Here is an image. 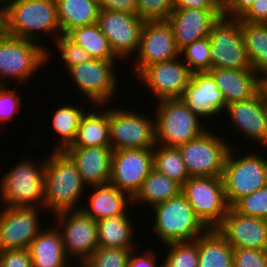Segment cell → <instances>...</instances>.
Returning <instances> with one entry per match:
<instances>
[{"mask_svg": "<svg viewBox=\"0 0 267 267\" xmlns=\"http://www.w3.org/2000/svg\"><path fill=\"white\" fill-rule=\"evenodd\" d=\"M47 156L44 170V208L53 213L77 207L86 185L70 157L61 150ZM80 198V200H79Z\"/></svg>", "mask_w": 267, "mask_h": 267, "instance_id": "obj_1", "label": "cell"}, {"mask_svg": "<svg viewBox=\"0 0 267 267\" xmlns=\"http://www.w3.org/2000/svg\"><path fill=\"white\" fill-rule=\"evenodd\" d=\"M42 31L62 35L56 0H6V34L41 42Z\"/></svg>", "mask_w": 267, "mask_h": 267, "instance_id": "obj_2", "label": "cell"}, {"mask_svg": "<svg viewBox=\"0 0 267 267\" xmlns=\"http://www.w3.org/2000/svg\"><path fill=\"white\" fill-rule=\"evenodd\" d=\"M152 208L153 234L164 244L194 241L208 230L182 193Z\"/></svg>", "mask_w": 267, "mask_h": 267, "instance_id": "obj_3", "label": "cell"}, {"mask_svg": "<svg viewBox=\"0 0 267 267\" xmlns=\"http://www.w3.org/2000/svg\"><path fill=\"white\" fill-rule=\"evenodd\" d=\"M156 106V144L178 147L203 134L207 129L181 98L158 100Z\"/></svg>", "mask_w": 267, "mask_h": 267, "instance_id": "obj_4", "label": "cell"}, {"mask_svg": "<svg viewBox=\"0 0 267 267\" xmlns=\"http://www.w3.org/2000/svg\"><path fill=\"white\" fill-rule=\"evenodd\" d=\"M50 56L49 49L39 42L8 34L0 36V85L8 86V78L20 83L28 81Z\"/></svg>", "mask_w": 267, "mask_h": 267, "instance_id": "obj_5", "label": "cell"}, {"mask_svg": "<svg viewBox=\"0 0 267 267\" xmlns=\"http://www.w3.org/2000/svg\"><path fill=\"white\" fill-rule=\"evenodd\" d=\"M45 161L35 165L25 159L5 173L0 181V199L4 205L44 208Z\"/></svg>", "mask_w": 267, "mask_h": 267, "instance_id": "obj_6", "label": "cell"}, {"mask_svg": "<svg viewBox=\"0 0 267 267\" xmlns=\"http://www.w3.org/2000/svg\"><path fill=\"white\" fill-rule=\"evenodd\" d=\"M230 147L222 180L226 200L233 206L239 199L267 186V159L254 152L235 157Z\"/></svg>", "mask_w": 267, "mask_h": 267, "instance_id": "obj_7", "label": "cell"}, {"mask_svg": "<svg viewBox=\"0 0 267 267\" xmlns=\"http://www.w3.org/2000/svg\"><path fill=\"white\" fill-rule=\"evenodd\" d=\"M181 193L208 229H216L223 222L230 206L222 177H189Z\"/></svg>", "mask_w": 267, "mask_h": 267, "instance_id": "obj_8", "label": "cell"}, {"mask_svg": "<svg viewBox=\"0 0 267 267\" xmlns=\"http://www.w3.org/2000/svg\"><path fill=\"white\" fill-rule=\"evenodd\" d=\"M155 118L138 111L109 108L110 145L118 149H153L156 145Z\"/></svg>", "mask_w": 267, "mask_h": 267, "instance_id": "obj_9", "label": "cell"}, {"mask_svg": "<svg viewBox=\"0 0 267 267\" xmlns=\"http://www.w3.org/2000/svg\"><path fill=\"white\" fill-rule=\"evenodd\" d=\"M230 144L208 129L199 137L178 146L190 177H222Z\"/></svg>", "mask_w": 267, "mask_h": 267, "instance_id": "obj_10", "label": "cell"}, {"mask_svg": "<svg viewBox=\"0 0 267 267\" xmlns=\"http://www.w3.org/2000/svg\"><path fill=\"white\" fill-rule=\"evenodd\" d=\"M212 69H252L241 31V21L222 16L209 35Z\"/></svg>", "mask_w": 267, "mask_h": 267, "instance_id": "obj_11", "label": "cell"}, {"mask_svg": "<svg viewBox=\"0 0 267 267\" xmlns=\"http://www.w3.org/2000/svg\"><path fill=\"white\" fill-rule=\"evenodd\" d=\"M67 257L79 259V266L98 248L97 221L81 209L55 213ZM63 229H62V228Z\"/></svg>", "mask_w": 267, "mask_h": 267, "instance_id": "obj_12", "label": "cell"}, {"mask_svg": "<svg viewBox=\"0 0 267 267\" xmlns=\"http://www.w3.org/2000/svg\"><path fill=\"white\" fill-rule=\"evenodd\" d=\"M145 22L137 14L111 10H100L97 19L100 30L121 61L138 52Z\"/></svg>", "mask_w": 267, "mask_h": 267, "instance_id": "obj_13", "label": "cell"}, {"mask_svg": "<svg viewBox=\"0 0 267 267\" xmlns=\"http://www.w3.org/2000/svg\"><path fill=\"white\" fill-rule=\"evenodd\" d=\"M116 60L91 59L69 68L77 88L97 106L109 102L117 89V76L114 71Z\"/></svg>", "mask_w": 267, "mask_h": 267, "instance_id": "obj_14", "label": "cell"}, {"mask_svg": "<svg viewBox=\"0 0 267 267\" xmlns=\"http://www.w3.org/2000/svg\"><path fill=\"white\" fill-rule=\"evenodd\" d=\"M175 59L156 63L145 67L138 75V81L143 83L153 94L155 100L175 99L183 96L185 87L190 83L193 72L184 60Z\"/></svg>", "mask_w": 267, "mask_h": 267, "instance_id": "obj_15", "label": "cell"}, {"mask_svg": "<svg viewBox=\"0 0 267 267\" xmlns=\"http://www.w3.org/2000/svg\"><path fill=\"white\" fill-rule=\"evenodd\" d=\"M153 169V149H118L112 151L109 183L133 198Z\"/></svg>", "mask_w": 267, "mask_h": 267, "instance_id": "obj_16", "label": "cell"}, {"mask_svg": "<svg viewBox=\"0 0 267 267\" xmlns=\"http://www.w3.org/2000/svg\"><path fill=\"white\" fill-rule=\"evenodd\" d=\"M36 207H10L0 210V251L28 249L32 240L44 228L40 227Z\"/></svg>", "mask_w": 267, "mask_h": 267, "instance_id": "obj_17", "label": "cell"}, {"mask_svg": "<svg viewBox=\"0 0 267 267\" xmlns=\"http://www.w3.org/2000/svg\"><path fill=\"white\" fill-rule=\"evenodd\" d=\"M180 56L172 28L167 20L146 21L141 32L140 46L134 70L138 75L145 67Z\"/></svg>", "mask_w": 267, "mask_h": 267, "instance_id": "obj_18", "label": "cell"}, {"mask_svg": "<svg viewBox=\"0 0 267 267\" xmlns=\"http://www.w3.org/2000/svg\"><path fill=\"white\" fill-rule=\"evenodd\" d=\"M233 128L244 138L267 146V97L262 91L255 96L226 105ZM264 144V145H263Z\"/></svg>", "mask_w": 267, "mask_h": 267, "instance_id": "obj_19", "label": "cell"}, {"mask_svg": "<svg viewBox=\"0 0 267 267\" xmlns=\"http://www.w3.org/2000/svg\"><path fill=\"white\" fill-rule=\"evenodd\" d=\"M233 248L267 250V220L242 215L229 207L223 222L216 228Z\"/></svg>", "mask_w": 267, "mask_h": 267, "instance_id": "obj_20", "label": "cell"}, {"mask_svg": "<svg viewBox=\"0 0 267 267\" xmlns=\"http://www.w3.org/2000/svg\"><path fill=\"white\" fill-rule=\"evenodd\" d=\"M223 16L222 10L174 9L167 19L178 49L208 37L213 25Z\"/></svg>", "mask_w": 267, "mask_h": 267, "instance_id": "obj_21", "label": "cell"}, {"mask_svg": "<svg viewBox=\"0 0 267 267\" xmlns=\"http://www.w3.org/2000/svg\"><path fill=\"white\" fill-rule=\"evenodd\" d=\"M181 99L202 119L220 114L226 108L223 94L208 71L192 74Z\"/></svg>", "mask_w": 267, "mask_h": 267, "instance_id": "obj_22", "label": "cell"}, {"mask_svg": "<svg viewBox=\"0 0 267 267\" xmlns=\"http://www.w3.org/2000/svg\"><path fill=\"white\" fill-rule=\"evenodd\" d=\"M63 151L76 165L86 186L109 183L113 151L111 146L66 147Z\"/></svg>", "mask_w": 267, "mask_h": 267, "instance_id": "obj_23", "label": "cell"}, {"mask_svg": "<svg viewBox=\"0 0 267 267\" xmlns=\"http://www.w3.org/2000/svg\"><path fill=\"white\" fill-rule=\"evenodd\" d=\"M208 72L222 92L226 105L249 99L260 91L259 75L253 69L216 68Z\"/></svg>", "mask_w": 267, "mask_h": 267, "instance_id": "obj_24", "label": "cell"}, {"mask_svg": "<svg viewBox=\"0 0 267 267\" xmlns=\"http://www.w3.org/2000/svg\"><path fill=\"white\" fill-rule=\"evenodd\" d=\"M93 193L89 196V206L81 207V210L96 221L109 218L118 214H126L127 205L132 204V198L120 191L112 184L91 186ZM131 203V204H130Z\"/></svg>", "mask_w": 267, "mask_h": 267, "instance_id": "obj_25", "label": "cell"}, {"mask_svg": "<svg viewBox=\"0 0 267 267\" xmlns=\"http://www.w3.org/2000/svg\"><path fill=\"white\" fill-rule=\"evenodd\" d=\"M32 267H71L58 228L51 226L32 240L29 246Z\"/></svg>", "mask_w": 267, "mask_h": 267, "instance_id": "obj_26", "label": "cell"}, {"mask_svg": "<svg viewBox=\"0 0 267 267\" xmlns=\"http://www.w3.org/2000/svg\"><path fill=\"white\" fill-rule=\"evenodd\" d=\"M56 4L62 35L97 23L100 11L97 0H56Z\"/></svg>", "mask_w": 267, "mask_h": 267, "instance_id": "obj_27", "label": "cell"}, {"mask_svg": "<svg viewBox=\"0 0 267 267\" xmlns=\"http://www.w3.org/2000/svg\"><path fill=\"white\" fill-rule=\"evenodd\" d=\"M99 146H111L108 108L99 113L86 111L81 117L75 140L67 147Z\"/></svg>", "mask_w": 267, "mask_h": 267, "instance_id": "obj_28", "label": "cell"}, {"mask_svg": "<svg viewBox=\"0 0 267 267\" xmlns=\"http://www.w3.org/2000/svg\"><path fill=\"white\" fill-rule=\"evenodd\" d=\"M198 267H233V248L217 229L198 237Z\"/></svg>", "mask_w": 267, "mask_h": 267, "instance_id": "obj_29", "label": "cell"}, {"mask_svg": "<svg viewBox=\"0 0 267 267\" xmlns=\"http://www.w3.org/2000/svg\"><path fill=\"white\" fill-rule=\"evenodd\" d=\"M129 219L126 213L98 220V247L136 248L132 243L134 227Z\"/></svg>", "mask_w": 267, "mask_h": 267, "instance_id": "obj_30", "label": "cell"}, {"mask_svg": "<svg viewBox=\"0 0 267 267\" xmlns=\"http://www.w3.org/2000/svg\"><path fill=\"white\" fill-rule=\"evenodd\" d=\"M182 186L166 175L152 169L143 181L140 190L132 198V203H148L151 207L174 198L181 193Z\"/></svg>", "mask_w": 267, "mask_h": 267, "instance_id": "obj_31", "label": "cell"}, {"mask_svg": "<svg viewBox=\"0 0 267 267\" xmlns=\"http://www.w3.org/2000/svg\"><path fill=\"white\" fill-rule=\"evenodd\" d=\"M241 31L251 67L260 75L267 68V23L241 22Z\"/></svg>", "mask_w": 267, "mask_h": 267, "instance_id": "obj_32", "label": "cell"}, {"mask_svg": "<svg viewBox=\"0 0 267 267\" xmlns=\"http://www.w3.org/2000/svg\"><path fill=\"white\" fill-rule=\"evenodd\" d=\"M67 36L80 45L92 59L118 60L97 23L71 30Z\"/></svg>", "mask_w": 267, "mask_h": 267, "instance_id": "obj_33", "label": "cell"}, {"mask_svg": "<svg viewBox=\"0 0 267 267\" xmlns=\"http://www.w3.org/2000/svg\"><path fill=\"white\" fill-rule=\"evenodd\" d=\"M84 107H76L73 105L57 106L52 118V129L61 137L54 150L63 151L67 146L71 145L76 138L77 130L81 117L83 116Z\"/></svg>", "mask_w": 267, "mask_h": 267, "instance_id": "obj_34", "label": "cell"}, {"mask_svg": "<svg viewBox=\"0 0 267 267\" xmlns=\"http://www.w3.org/2000/svg\"><path fill=\"white\" fill-rule=\"evenodd\" d=\"M153 169L181 186L190 177L178 147L156 144L153 148Z\"/></svg>", "mask_w": 267, "mask_h": 267, "instance_id": "obj_35", "label": "cell"}, {"mask_svg": "<svg viewBox=\"0 0 267 267\" xmlns=\"http://www.w3.org/2000/svg\"><path fill=\"white\" fill-rule=\"evenodd\" d=\"M163 267H198V237L194 241L171 242Z\"/></svg>", "mask_w": 267, "mask_h": 267, "instance_id": "obj_36", "label": "cell"}, {"mask_svg": "<svg viewBox=\"0 0 267 267\" xmlns=\"http://www.w3.org/2000/svg\"><path fill=\"white\" fill-rule=\"evenodd\" d=\"M135 248L98 247L79 267H128Z\"/></svg>", "mask_w": 267, "mask_h": 267, "instance_id": "obj_37", "label": "cell"}, {"mask_svg": "<svg viewBox=\"0 0 267 267\" xmlns=\"http://www.w3.org/2000/svg\"><path fill=\"white\" fill-rule=\"evenodd\" d=\"M180 56H184L185 64L194 72H205L212 69L210 55V39L205 37L194 41L180 51Z\"/></svg>", "mask_w": 267, "mask_h": 267, "instance_id": "obj_38", "label": "cell"}, {"mask_svg": "<svg viewBox=\"0 0 267 267\" xmlns=\"http://www.w3.org/2000/svg\"><path fill=\"white\" fill-rule=\"evenodd\" d=\"M232 207L242 215L267 219V186L242 197Z\"/></svg>", "mask_w": 267, "mask_h": 267, "instance_id": "obj_39", "label": "cell"}, {"mask_svg": "<svg viewBox=\"0 0 267 267\" xmlns=\"http://www.w3.org/2000/svg\"><path fill=\"white\" fill-rule=\"evenodd\" d=\"M53 43L59 50L65 69L88 62L92 57L78 44L73 42L67 35L59 36Z\"/></svg>", "mask_w": 267, "mask_h": 267, "instance_id": "obj_40", "label": "cell"}, {"mask_svg": "<svg viewBox=\"0 0 267 267\" xmlns=\"http://www.w3.org/2000/svg\"><path fill=\"white\" fill-rule=\"evenodd\" d=\"M137 15L145 21L167 20L174 8V0H136Z\"/></svg>", "mask_w": 267, "mask_h": 267, "instance_id": "obj_41", "label": "cell"}, {"mask_svg": "<svg viewBox=\"0 0 267 267\" xmlns=\"http://www.w3.org/2000/svg\"><path fill=\"white\" fill-rule=\"evenodd\" d=\"M233 267H267V250L235 248Z\"/></svg>", "mask_w": 267, "mask_h": 267, "instance_id": "obj_42", "label": "cell"}, {"mask_svg": "<svg viewBox=\"0 0 267 267\" xmlns=\"http://www.w3.org/2000/svg\"><path fill=\"white\" fill-rule=\"evenodd\" d=\"M7 85H0V123L13 121L14 115L21 108V96Z\"/></svg>", "mask_w": 267, "mask_h": 267, "instance_id": "obj_43", "label": "cell"}, {"mask_svg": "<svg viewBox=\"0 0 267 267\" xmlns=\"http://www.w3.org/2000/svg\"><path fill=\"white\" fill-rule=\"evenodd\" d=\"M0 267H32L29 249L0 251Z\"/></svg>", "mask_w": 267, "mask_h": 267, "instance_id": "obj_44", "label": "cell"}, {"mask_svg": "<svg viewBox=\"0 0 267 267\" xmlns=\"http://www.w3.org/2000/svg\"><path fill=\"white\" fill-rule=\"evenodd\" d=\"M255 2V0H222L224 17L239 19Z\"/></svg>", "mask_w": 267, "mask_h": 267, "instance_id": "obj_45", "label": "cell"}, {"mask_svg": "<svg viewBox=\"0 0 267 267\" xmlns=\"http://www.w3.org/2000/svg\"><path fill=\"white\" fill-rule=\"evenodd\" d=\"M239 20L241 22L267 23V0H255Z\"/></svg>", "mask_w": 267, "mask_h": 267, "instance_id": "obj_46", "label": "cell"}, {"mask_svg": "<svg viewBox=\"0 0 267 267\" xmlns=\"http://www.w3.org/2000/svg\"><path fill=\"white\" fill-rule=\"evenodd\" d=\"M174 8L222 10V0H174Z\"/></svg>", "mask_w": 267, "mask_h": 267, "instance_id": "obj_47", "label": "cell"}, {"mask_svg": "<svg viewBox=\"0 0 267 267\" xmlns=\"http://www.w3.org/2000/svg\"><path fill=\"white\" fill-rule=\"evenodd\" d=\"M100 10L137 14L136 0H97Z\"/></svg>", "mask_w": 267, "mask_h": 267, "instance_id": "obj_48", "label": "cell"}, {"mask_svg": "<svg viewBox=\"0 0 267 267\" xmlns=\"http://www.w3.org/2000/svg\"><path fill=\"white\" fill-rule=\"evenodd\" d=\"M145 252L142 255H136L135 250H133L128 261V267H163L162 263L157 265L155 252H151L150 249Z\"/></svg>", "mask_w": 267, "mask_h": 267, "instance_id": "obj_49", "label": "cell"}, {"mask_svg": "<svg viewBox=\"0 0 267 267\" xmlns=\"http://www.w3.org/2000/svg\"><path fill=\"white\" fill-rule=\"evenodd\" d=\"M0 36L6 34V0H0Z\"/></svg>", "mask_w": 267, "mask_h": 267, "instance_id": "obj_50", "label": "cell"}, {"mask_svg": "<svg viewBox=\"0 0 267 267\" xmlns=\"http://www.w3.org/2000/svg\"><path fill=\"white\" fill-rule=\"evenodd\" d=\"M260 91L267 93V68L259 75Z\"/></svg>", "mask_w": 267, "mask_h": 267, "instance_id": "obj_51", "label": "cell"}]
</instances>
